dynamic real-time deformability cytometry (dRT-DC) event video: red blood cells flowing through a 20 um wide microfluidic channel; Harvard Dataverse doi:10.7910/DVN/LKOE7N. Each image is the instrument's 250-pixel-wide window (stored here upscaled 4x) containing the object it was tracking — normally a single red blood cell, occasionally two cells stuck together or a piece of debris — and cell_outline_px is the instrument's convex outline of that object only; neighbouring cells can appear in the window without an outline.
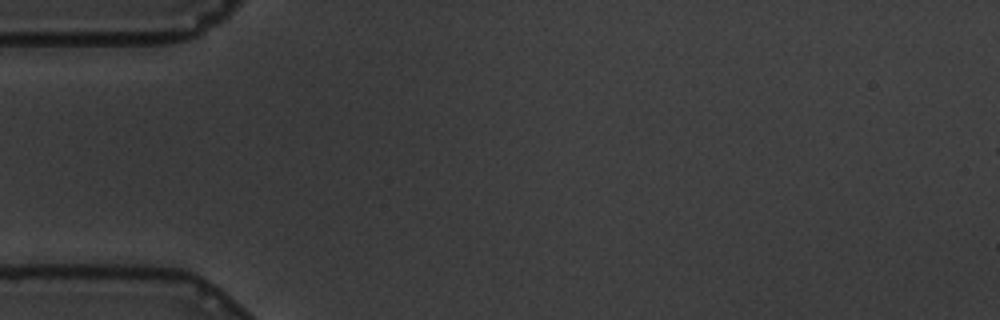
{"species": "common noctule bat (a hibernating species)", "species_latin": "Nyctalus noctula", "temperature_condition": "warm", "stored_images_in_passage": 3, "camera_frame_rate_fps": 3000, "um_per_image_px": 0.085, "animal": {"sex": "male", "body_mass_g": 19.5, "forearm_length_mm": 54.6}, "frame": {"image": 1, "passage_image": 1, "time_ms": 0.0, "image_size_px": [1000, 320], "cell_outline_px": [[208, 284], [204, 292], [56, 276], [144, 268], [176, 268], [192, 272], [204, 280]], "centroid_in_image_um": [12.75, 23.65], "position_along_channel_um": 72.2, "area_um2": 13.81}}